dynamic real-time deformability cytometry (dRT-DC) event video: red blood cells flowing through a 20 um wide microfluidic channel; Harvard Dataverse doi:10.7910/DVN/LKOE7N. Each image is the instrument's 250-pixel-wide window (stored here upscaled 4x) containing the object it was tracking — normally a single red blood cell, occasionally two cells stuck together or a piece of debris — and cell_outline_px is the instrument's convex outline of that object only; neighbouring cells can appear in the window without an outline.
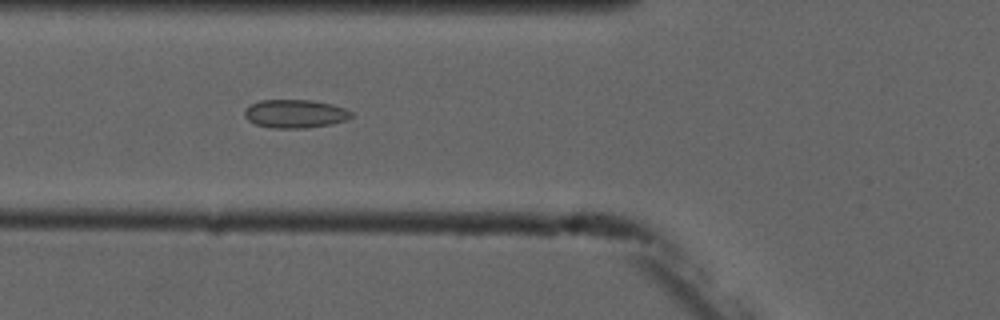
{"species": "common noctule bat (a hibernating species)", "species_latin": "Nyctalus noctula", "temperature_condition": "cold", "stored_images_in_passage": 7, "camera_frame_rate_fps": 3000, "um_per_image_px": 0.085, "animal": {"sex": "male", "forearm_length_mm": 52.5}, "frame": {"image": 1, "passage_image": 6, "time_ms": 6.0, "image_size_px": [1000, 320], "cell_outline_px": [[352, 116], [348, 120], [332, 124], [304, 128], [272, 128], [256, 124], [248, 120], [244, 116], [244, 112], [252, 104], [260, 100], [312, 100], [332, 104], [344, 108], [352, 112]], "centroid_in_image_um": [25.11, 9.67], "position_along_channel_um": 100.7, "area_um2": 17.63}}
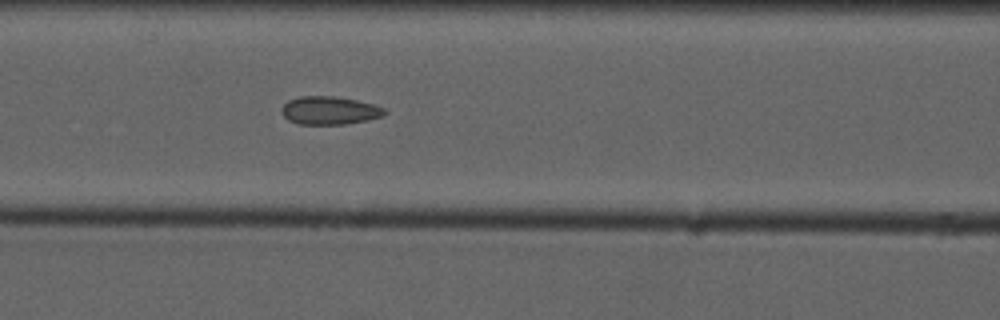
{"frame": {"image": 2, "passage_image": 7, "time_ms": 7.0, "image_size_px": [1000, 320], "cell_outline_px": [[388, 112], [384, 116], [368, 120], [344, 124], [300, 124], [288, 120], [280, 112], [280, 108], [288, 100], [300, 96], [332, 96], [356, 100], [372, 104], [384, 108]], "centroid_in_image_um": [28.0, 9.39], "position_along_channel_um": 138.6, "area_um2": 16.94}}